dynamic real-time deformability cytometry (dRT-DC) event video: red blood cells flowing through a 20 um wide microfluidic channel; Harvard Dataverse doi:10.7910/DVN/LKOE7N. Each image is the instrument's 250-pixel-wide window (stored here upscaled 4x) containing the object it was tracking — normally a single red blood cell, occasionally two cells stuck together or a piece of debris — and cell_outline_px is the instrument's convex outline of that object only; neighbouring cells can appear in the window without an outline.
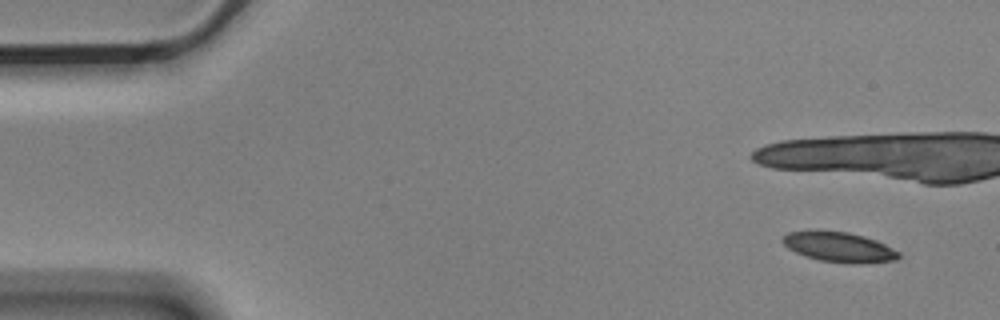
{"species": "Egyptian fruit bat (a non-hibernating species)", "species_latin": "Rousettus aegyptiacus", "temperature_condition": "cold", "stored_images_in_passage": 6, "camera_frame_rate_fps": 3000, "um_per_image_px": 0.085, "animal": {"sex": "male"}, "frame": {"image": 1, "passage_image": 1, "time_ms": 0.0, "image_size_px": [1000, 320], "cell_outline_px": [[900, 256], [896, 260], [860, 264], [852, 264], [820, 260], [804, 256], [788, 248], [780, 240], [788, 232], [816, 228], [848, 232], [864, 236], [884, 244], [900, 252]], "centroid_in_image_um": [71.27, 20.97], "position_along_channel_um": 13.7, "area_um2": 20.75}}